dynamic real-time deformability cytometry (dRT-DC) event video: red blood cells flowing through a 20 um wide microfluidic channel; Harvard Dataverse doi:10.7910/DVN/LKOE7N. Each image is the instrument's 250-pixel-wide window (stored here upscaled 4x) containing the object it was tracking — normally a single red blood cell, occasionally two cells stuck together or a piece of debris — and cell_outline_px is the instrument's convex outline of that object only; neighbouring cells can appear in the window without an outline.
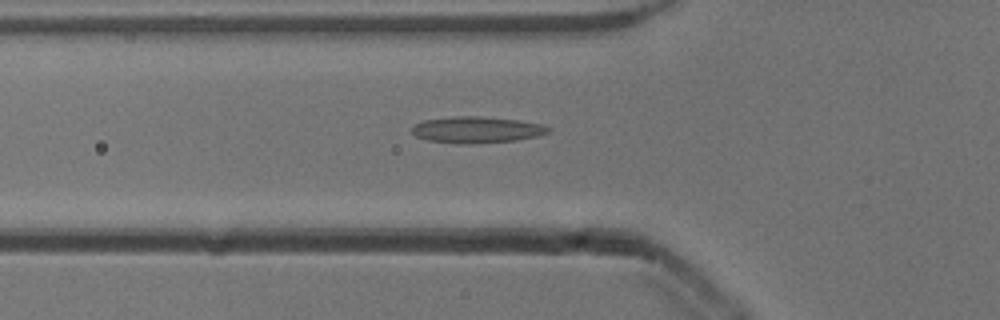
{"species": "common noctule bat (a hibernating species)", "species_latin": "Nyctalus noctula", "temperature_condition": "cold", "stored_images_in_passage": 52, "camera_frame_rate_fps": 3000, "um_per_image_px": 0.085, "animal": {"sex": "male", "body_mass_g": 13.3}, "frame": {"image": 1, "passage_image": 18, "time_ms": 5.667, "image_size_px": [1000, 320], "cell_outline_px": [[552, 132], [540, 136], [516, 140], [472, 144], [456, 144], [428, 140], [416, 136], [412, 132], [412, 128], [416, 124], [424, 120], [452, 116], [480, 116], [520, 120], [544, 124], [552, 128]], "centroid_in_image_um": [40.6, 11.03], "position_along_channel_um": 85.2, "area_um2": 21.33}}
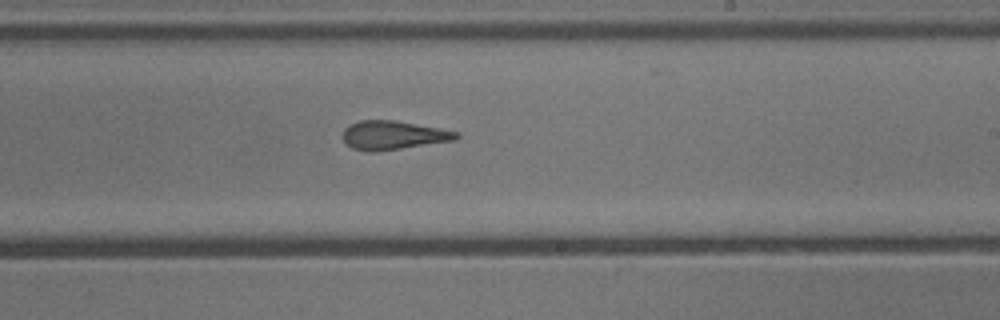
{"frame": {"image": 2, "passage_image": 31, "time_ms": 10.0, "image_size_px": [1000, 320], "cell_outline_px": [[460, 136], [456, 140], [372, 152], [352, 148], [344, 140], [344, 128], [348, 124], [360, 120], [396, 120], [440, 128], [460, 132]], "centroid_in_image_um": [33.45, 11.47], "position_along_channel_um": 255.6, "area_um2": 18.96}}
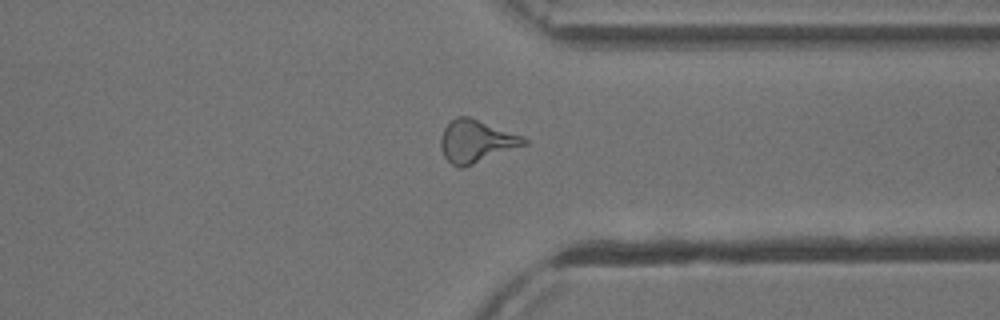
{"frame": {"image": 3, "passage_image": 40, "time_ms": 13.0, "image_size_px": [1000, 320], "cell_outline_px": [[528, 144], [464, 168], [460, 168], [452, 164], [444, 156], [440, 148], [440, 136], [444, 128], [456, 116], [468, 116], [524, 136], [528, 140]], "centroid_in_image_um": [40.48, 12.01], "position_along_channel_um": 370.9, "area_um2": 20.81}, "authors_computed_cell_mechanics": {"area_um2": 19.6809, "velocity_mm_per_s": 3.9039, "shape_relaxation_time_tau1_ms": null, "shape_relaxation_time_tau2_ms": 5.1786, "deformation_change_tau1": null, "deformation_change_tau2": 0.184}}